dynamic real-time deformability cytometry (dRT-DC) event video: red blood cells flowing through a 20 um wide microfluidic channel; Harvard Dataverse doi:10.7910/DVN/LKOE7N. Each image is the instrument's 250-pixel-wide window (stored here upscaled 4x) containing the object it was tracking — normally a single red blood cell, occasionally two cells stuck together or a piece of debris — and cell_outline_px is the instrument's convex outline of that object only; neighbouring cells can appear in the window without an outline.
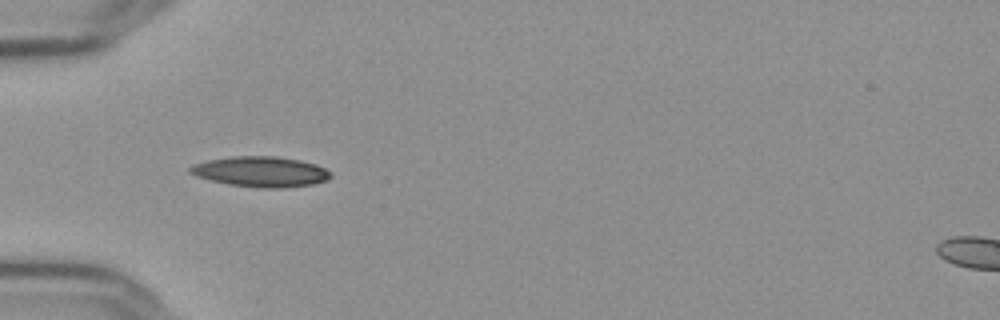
{"species": "Egyptian fruit bat (a non-hibernating species)", "species_latin": "Rousettus aegyptiacus", "temperature_condition": "cold", "stored_images_in_passage": 9, "camera_frame_rate_fps": 3000, "um_per_image_px": 0.085, "frame": {"image": 1, "passage_image": 6, "time_ms": 1.667, "image_size_px": [1000, 320], "cell_outline_px": [[332, 176], [324, 180], [312, 184], [280, 188], [264, 188], [228, 184], [196, 176], [188, 172], [188, 168], [192, 164], [208, 160], [232, 156], [276, 156], [300, 160], [316, 164], [324, 168]], "centroid_in_image_um": [22.12, 14.58], "position_along_channel_um": 62.9, "area_um2": 24.68}}
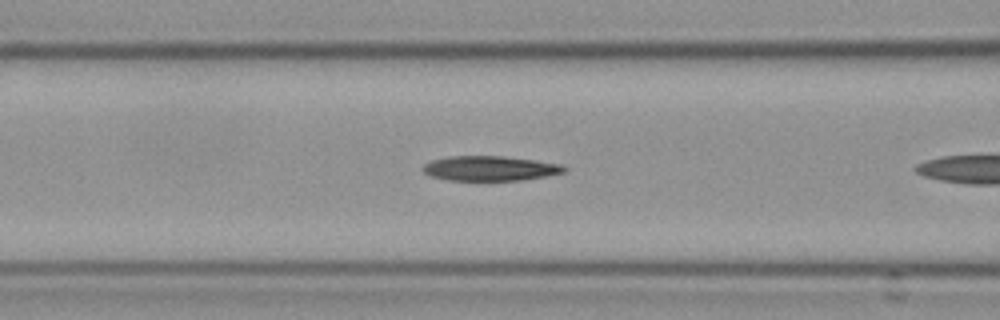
{"frame": {"image": 2, "passage_image": 8, "time_ms": 2.333, "image_size_px": [1000, 320], "cell_outline_px": [[568, 168], [564, 172], [544, 176], [520, 180], [448, 180], [432, 176], [424, 172], [420, 168], [424, 164], [432, 160], [448, 156], [504, 156], [560, 164]], "centroid_in_image_um": [41.6, 14.3], "position_along_channel_um": 125.0, "area_um2": 20.23}}